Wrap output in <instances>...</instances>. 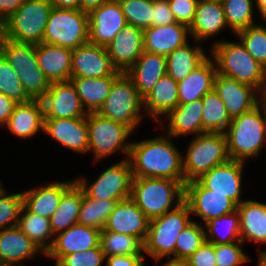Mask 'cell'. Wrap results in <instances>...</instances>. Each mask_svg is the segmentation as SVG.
<instances>
[{
	"instance_id": "7dc6e473",
	"label": "cell",
	"mask_w": 266,
	"mask_h": 266,
	"mask_svg": "<svg viewBox=\"0 0 266 266\" xmlns=\"http://www.w3.org/2000/svg\"><path fill=\"white\" fill-rule=\"evenodd\" d=\"M22 207V192L8 194L3 187L0 189V230L18 225Z\"/></svg>"
},
{
	"instance_id": "44dd1931",
	"label": "cell",
	"mask_w": 266,
	"mask_h": 266,
	"mask_svg": "<svg viewBox=\"0 0 266 266\" xmlns=\"http://www.w3.org/2000/svg\"><path fill=\"white\" fill-rule=\"evenodd\" d=\"M106 49L113 66L126 73L143 53V30L126 24Z\"/></svg>"
},
{
	"instance_id": "f5cc1de1",
	"label": "cell",
	"mask_w": 266,
	"mask_h": 266,
	"mask_svg": "<svg viewBox=\"0 0 266 266\" xmlns=\"http://www.w3.org/2000/svg\"><path fill=\"white\" fill-rule=\"evenodd\" d=\"M186 260L189 266H217L215 258V244L205 241Z\"/></svg>"
},
{
	"instance_id": "d6986e66",
	"label": "cell",
	"mask_w": 266,
	"mask_h": 266,
	"mask_svg": "<svg viewBox=\"0 0 266 266\" xmlns=\"http://www.w3.org/2000/svg\"><path fill=\"white\" fill-rule=\"evenodd\" d=\"M150 219L131 199L118 201L109 215L103 229L127 234L145 241Z\"/></svg>"
},
{
	"instance_id": "74e56055",
	"label": "cell",
	"mask_w": 266,
	"mask_h": 266,
	"mask_svg": "<svg viewBox=\"0 0 266 266\" xmlns=\"http://www.w3.org/2000/svg\"><path fill=\"white\" fill-rule=\"evenodd\" d=\"M206 241L214 244H229L240 239L239 212H234L211 219L203 224ZM209 233V234H208Z\"/></svg>"
},
{
	"instance_id": "8fae6325",
	"label": "cell",
	"mask_w": 266,
	"mask_h": 266,
	"mask_svg": "<svg viewBox=\"0 0 266 266\" xmlns=\"http://www.w3.org/2000/svg\"><path fill=\"white\" fill-rule=\"evenodd\" d=\"M132 168L128 158L109 166L92 184L79 177L75 182L88 198L122 201L131 198Z\"/></svg>"
},
{
	"instance_id": "ac0fdd59",
	"label": "cell",
	"mask_w": 266,
	"mask_h": 266,
	"mask_svg": "<svg viewBox=\"0 0 266 266\" xmlns=\"http://www.w3.org/2000/svg\"><path fill=\"white\" fill-rule=\"evenodd\" d=\"M43 132L65 148L77 153H88L89 136L86 117L44 119Z\"/></svg>"
},
{
	"instance_id": "f1b7e54d",
	"label": "cell",
	"mask_w": 266,
	"mask_h": 266,
	"mask_svg": "<svg viewBox=\"0 0 266 266\" xmlns=\"http://www.w3.org/2000/svg\"><path fill=\"white\" fill-rule=\"evenodd\" d=\"M179 105L178 82L168 74L162 76L153 89L143 98V109L159 122ZM161 119V120H160Z\"/></svg>"
},
{
	"instance_id": "cb8c5ba5",
	"label": "cell",
	"mask_w": 266,
	"mask_h": 266,
	"mask_svg": "<svg viewBox=\"0 0 266 266\" xmlns=\"http://www.w3.org/2000/svg\"><path fill=\"white\" fill-rule=\"evenodd\" d=\"M229 28L221 0H199L193 22L189 26L191 37L199 44Z\"/></svg>"
},
{
	"instance_id": "4dcf8cb0",
	"label": "cell",
	"mask_w": 266,
	"mask_h": 266,
	"mask_svg": "<svg viewBox=\"0 0 266 266\" xmlns=\"http://www.w3.org/2000/svg\"><path fill=\"white\" fill-rule=\"evenodd\" d=\"M239 212L240 239L266 244V204L244 200L237 206Z\"/></svg>"
},
{
	"instance_id": "680465c9",
	"label": "cell",
	"mask_w": 266,
	"mask_h": 266,
	"mask_svg": "<svg viewBox=\"0 0 266 266\" xmlns=\"http://www.w3.org/2000/svg\"><path fill=\"white\" fill-rule=\"evenodd\" d=\"M107 1L109 0H79V9L89 14Z\"/></svg>"
},
{
	"instance_id": "be15d7a7",
	"label": "cell",
	"mask_w": 266,
	"mask_h": 266,
	"mask_svg": "<svg viewBox=\"0 0 266 266\" xmlns=\"http://www.w3.org/2000/svg\"><path fill=\"white\" fill-rule=\"evenodd\" d=\"M5 39H6L5 20L0 19V55Z\"/></svg>"
},
{
	"instance_id": "ee69618b",
	"label": "cell",
	"mask_w": 266,
	"mask_h": 266,
	"mask_svg": "<svg viewBox=\"0 0 266 266\" xmlns=\"http://www.w3.org/2000/svg\"><path fill=\"white\" fill-rule=\"evenodd\" d=\"M0 93L12 99L17 104L32 100L26 94L18 74L2 55H0Z\"/></svg>"
},
{
	"instance_id": "836d02e7",
	"label": "cell",
	"mask_w": 266,
	"mask_h": 266,
	"mask_svg": "<svg viewBox=\"0 0 266 266\" xmlns=\"http://www.w3.org/2000/svg\"><path fill=\"white\" fill-rule=\"evenodd\" d=\"M208 55L203 48L199 46L191 47L188 43L175 49L166 56L167 74L176 82L186 78L191 71L201 65Z\"/></svg>"
},
{
	"instance_id": "e0dca14e",
	"label": "cell",
	"mask_w": 266,
	"mask_h": 266,
	"mask_svg": "<svg viewBox=\"0 0 266 266\" xmlns=\"http://www.w3.org/2000/svg\"><path fill=\"white\" fill-rule=\"evenodd\" d=\"M245 164L242 161L229 159L227 162L213 167L197 180L205 188L213 190L214 193L227 196L238 206L244 201L241 199V190Z\"/></svg>"
},
{
	"instance_id": "8992f818",
	"label": "cell",
	"mask_w": 266,
	"mask_h": 266,
	"mask_svg": "<svg viewBox=\"0 0 266 266\" xmlns=\"http://www.w3.org/2000/svg\"><path fill=\"white\" fill-rule=\"evenodd\" d=\"M229 159L225 133L206 132L193 137L186 156H182L185 183L199 179Z\"/></svg>"
},
{
	"instance_id": "4316f807",
	"label": "cell",
	"mask_w": 266,
	"mask_h": 266,
	"mask_svg": "<svg viewBox=\"0 0 266 266\" xmlns=\"http://www.w3.org/2000/svg\"><path fill=\"white\" fill-rule=\"evenodd\" d=\"M217 67L214 59L207 58L183 80L178 82L179 104L202 99L213 90Z\"/></svg>"
},
{
	"instance_id": "9a60e30c",
	"label": "cell",
	"mask_w": 266,
	"mask_h": 266,
	"mask_svg": "<svg viewBox=\"0 0 266 266\" xmlns=\"http://www.w3.org/2000/svg\"><path fill=\"white\" fill-rule=\"evenodd\" d=\"M106 47L87 42L72 50L71 77L118 76Z\"/></svg>"
},
{
	"instance_id": "6f0895ef",
	"label": "cell",
	"mask_w": 266,
	"mask_h": 266,
	"mask_svg": "<svg viewBox=\"0 0 266 266\" xmlns=\"http://www.w3.org/2000/svg\"><path fill=\"white\" fill-rule=\"evenodd\" d=\"M25 0H0V19L7 20Z\"/></svg>"
},
{
	"instance_id": "f6af8a7d",
	"label": "cell",
	"mask_w": 266,
	"mask_h": 266,
	"mask_svg": "<svg viewBox=\"0 0 266 266\" xmlns=\"http://www.w3.org/2000/svg\"><path fill=\"white\" fill-rule=\"evenodd\" d=\"M205 229L203 226L192 221L178 235L175 245V258L187 259L190 257L205 241Z\"/></svg>"
},
{
	"instance_id": "4fadbf2b",
	"label": "cell",
	"mask_w": 266,
	"mask_h": 266,
	"mask_svg": "<svg viewBox=\"0 0 266 266\" xmlns=\"http://www.w3.org/2000/svg\"><path fill=\"white\" fill-rule=\"evenodd\" d=\"M213 89L225 104L231 119L252 110L264 99L256 88L219 73L215 75Z\"/></svg>"
},
{
	"instance_id": "60d3db41",
	"label": "cell",
	"mask_w": 266,
	"mask_h": 266,
	"mask_svg": "<svg viewBox=\"0 0 266 266\" xmlns=\"http://www.w3.org/2000/svg\"><path fill=\"white\" fill-rule=\"evenodd\" d=\"M100 246L105 256L143 255L144 242L135 236L105 229L100 233Z\"/></svg>"
},
{
	"instance_id": "681fc988",
	"label": "cell",
	"mask_w": 266,
	"mask_h": 266,
	"mask_svg": "<svg viewBox=\"0 0 266 266\" xmlns=\"http://www.w3.org/2000/svg\"><path fill=\"white\" fill-rule=\"evenodd\" d=\"M18 77L26 94L32 100H41L47 93L50 81L45 77L41 69L36 71L21 72Z\"/></svg>"
},
{
	"instance_id": "e575fe53",
	"label": "cell",
	"mask_w": 266,
	"mask_h": 266,
	"mask_svg": "<svg viewBox=\"0 0 266 266\" xmlns=\"http://www.w3.org/2000/svg\"><path fill=\"white\" fill-rule=\"evenodd\" d=\"M82 204V189L75 182L63 195L56 211L49 218L54 235L78 223Z\"/></svg>"
},
{
	"instance_id": "6125c7cd",
	"label": "cell",
	"mask_w": 266,
	"mask_h": 266,
	"mask_svg": "<svg viewBox=\"0 0 266 266\" xmlns=\"http://www.w3.org/2000/svg\"><path fill=\"white\" fill-rule=\"evenodd\" d=\"M169 260L166 261L162 266H189L187 260L185 259H177V258H168Z\"/></svg>"
},
{
	"instance_id": "ab89813d",
	"label": "cell",
	"mask_w": 266,
	"mask_h": 266,
	"mask_svg": "<svg viewBox=\"0 0 266 266\" xmlns=\"http://www.w3.org/2000/svg\"><path fill=\"white\" fill-rule=\"evenodd\" d=\"M118 201L112 199L88 198L82 190V204L78 224L102 230Z\"/></svg>"
},
{
	"instance_id": "7a4b0ae2",
	"label": "cell",
	"mask_w": 266,
	"mask_h": 266,
	"mask_svg": "<svg viewBox=\"0 0 266 266\" xmlns=\"http://www.w3.org/2000/svg\"><path fill=\"white\" fill-rule=\"evenodd\" d=\"M230 159L245 162L256 158L265 146V100L234 117L225 131Z\"/></svg>"
},
{
	"instance_id": "c3c4849f",
	"label": "cell",
	"mask_w": 266,
	"mask_h": 266,
	"mask_svg": "<svg viewBox=\"0 0 266 266\" xmlns=\"http://www.w3.org/2000/svg\"><path fill=\"white\" fill-rule=\"evenodd\" d=\"M242 241L229 244H215V258L217 266H240L250 260L243 252Z\"/></svg>"
},
{
	"instance_id": "b9f144b4",
	"label": "cell",
	"mask_w": 266,
	"mask_h": 266,
	"mask_svg": "<svg viewBox=\"0 0 266 266\" xmlns=\"http://www.w3.org/2000/svg\"><path fill=\"white\" fill-rule=\"evenodd\" d=\"M226 22L234 32L255 25L253 0H221Z\"/></svg>"
},
{
	"instance_id": "3957f363",
	"label": "cell",
	"mask_w": 266,
	"mask_h": 266,
	"mask_svg": "<svg viewBox=\"0 0 266 266\" xmlns=\"http://www.w3.org/2000/svg\"><path fill=\"white\" fill-rule=\"evenodd\" d=\"M211 56L217 73L248 84L265 95L266 69L248 53L240 40L238 43L218 40L211 48Z\"/></svg>"
},
{
	"instance_id": "9c48e42d",
	"label": "cell",
	"mask_w": 266,
	"mask_h": 266,
	"mask_svg": "<svg viewBox=\"0 0 266 266\" xmlns=\"http://www.w3.org/2000/svg\"><path fill=\"white\" fill-rule=\"evenodd\" d=\"M43 43L74 50L89 42V15L80 9L53 7L45 27Z\"/></svg>"
},
{
	"instance_id": "f907efd6",
	"label": "cell",
	"mask_w": 266,
	"mask_h": 266,
	"mask_svg": "<svg viewBox=\"0 0 266 266\" xmlns=\"http://www.w3.org/2000/svg\"><path fill=\"white\" fill-rule=\"evenodd\" d=\"M105 254L99 245L98 247L75 252L63 256L55 266H102L105 261Z\"/></svg>"
},
{
	"instance_id": "52a82bcc",
	"label": "cell",
	"mask_w": 266,
	"mask_h": 266,
	"mask_svg": "<svg viewBox=\"0 0 266 266\" xmlns=\"http://www.w3.org/2000/svg\"><path fill=\"white\" fill-rule=\"evenodd\" d=\"M86 120L89 136L88 153L93 152L94 162L119 150L127 156L126 158L129 157L132 142L128 137L133 133L129 126L106 118L97 112L87 113Z\"/></svg>"
},
{
	"instance_id": "1f68e13d",
	"label": "cell",
	"mask_w": 266,
	"mask_h": 266,
	"mask_svg": "<svg viewBox=\"0 0 266 266\" xmlns=\"http://www.w3.org/2000/svg\"><path fill=\"white\" fill-rule=\"evenodd\" d=\"M202 99L187 104H179L168 115L167 134L173 138L188 134H203L202 126Z\"/></svg>"
},
{
	"instance_id": "d6a6232c",
	"label": "cell",
	"mask_w": 266,
	"mask_h": 266,
	"mask_svg": "<svg viewBox=\"0 0 266 266\" xmlns=\"http://www.w3.org/2000/svg\"><path fill=\"white\" fill-rule=\"evenodd\" d=\"M117 76L106 77H71L81 104L87 113L98 112L110 93Z\"/></svg>"
},
{
	"instance_id": "11a10c76",
	"label": "cell",
	"mask_w": 266,
	"mask_h": 266,
	"mask_svg": "<svg viewBox=\"0 0 266 266\" xmlns=\"http://www.w3.org/2000/svg\"><path fill=\"white\" fill-rule=\"evenodd\" d=\"M143 255H113L106 256V266H144Z\"/></svg>"
},
{
	"instance_id": "30bf717a",
	"label": "cell",
	"mask_w": 266,
	"mask_h": 266,
	"mask_svg": "<svg viewBox=\"0 0 266 266\" xmlns=\"http://www.w3.org/2000/svg\"><path fill=\"white\" fill-rule=\"evenodd\" d=\"M52 8L49 0H25L5 20L6 38L19 43H41Z\"/></svg>"
},
{
	"instance_id": "484cf974",
	"label": "cell",
	"mask_w": 266,
	"mask_h": 266,
	"mask_svg": "<svg viewBox=\"0 0 266 266\" xmlns=\"http://www.w3.org/2000/svg\"><path fill=\"white\" fill-rule=\"evenodd\" d=\"M75 183V180L52 182L47 186L33 187L22 192L23 205L34 214L50 218L56 211L62 195Z\"/></svg>"
},
{
	"instance_id": "f546056e",
	"label": "cell",
	"mask_w": 266,
	"mask_h": 266,
	"mask_svg": "<svg viewBox=\"0 0 266 266\" xmlns=\"http://www.w3.org/2000/svg\"><path fill=\"white\" fill-rule=\"evenodd\" d=\"M5 127L19 139L31 138L43 131L44 113L41 100L16 104Z\"/></svg>"
},
{
	"instance_id": "5bb4252c",
	"label": "cell",
	"mask_w": 266,
	"mask_h": 266,
	"mask_svg": "<svg viewBox=\"0 0 266 266\" xmlns=\"http://www.w3.org/2000/svg\"><path fill=\"white\" fill-rule=\"evenodd\" d=\"M41 102L44 119L80 118L87 115L70 80L51 82Z\"/></svg>"
},
{
	"instance_id": "7402d4cb",
	"label": "cell",
	"mask_w": 266,
	"mask_h": 266,
	"mask_svg": "<svg viewBox=\"0 0 266 266\" xmlns=\"http://www.w3.org/2000/svg\"><path fill=\"white\" fill-rule=\"evenodd\" d=\"M189 26L175 22L163 26H151L143 30V51L167 56L188 43Z\"/></svg>"
},
{
	"instance_id": "816d5d0a",
	"label": "cell",
	"mask_w": 266,
	"mask_h": 266,
	"mask_svg": "<svg viewBox=\"0 0 266 266\" xmlns=\"http://www.w3.org/2000/svg\"><path fill=\"white\" fill-rule=\"evenodd\" d=\"M170 10L179 23L190 26L199 0H167Z\"/></svg>"
},
{
	"instance_id": "277c9868",
	"label": "cell",
	"mask_w": 266,
	"mask_h": 266,
	"mask_svg": "<svg viewBox=\"0 0 266 266\" xmlns=\"http://www.w3.org/2000/svg\"><path fill=\"white\" fill-rule=\"evenodd\" d=\"M131 199L151 220L184 201V185L167 178H133Z\"/></svg>"
},
{
	"instance_id": "03108f58",
	"label": "cell",
	"mask_w": 266,
	"mask_h": 266,
	"mask_svg": "<svg viewBox=\"0 0 266 266\" xmlns=\"http://www.w3.org/2000/svg\"><path fill=\"white\" fill-rule=\"evenodd\" d=\"M265 145H266V101H265Z\"/></svg>"
},
{
	"instance_id": "9f6ffc18",
	"label": "cell",
	"mask_w": 266,
	"mask_h": 266,
	"mask_svg": "<svg viewBox=\"0 0 266 266\" xmlns=\"http://www.w3.org/2000/svg\"><path fill=\"white\" fill-rule=\"evenodd\" d=\"M17 103L0 93V126L5 127Z\"/></svg>"
},
{
	"instance_id": "94428289",
	"label": "cell",
	"mask_w": 266,
	"mask_h": 266,
	"mask_svg": "<svg viewBox=\"0 0 266 266\" xmlns=\"http://www.w3.org/2000/svg\"><path fill=\"white\" fill-rule=\"evenodd\" d=\"M256 4L255 6L258 9V13L263 21H266V0H254Z\"/></svg>"
},
{
	"instance_id": "db71d44e",
	"label": "cell",
	"mask_w": 266,
	"mask_h": 266,
	"mask_svg": "<svg viewBox=\"0 0 266 266\" xmlns=\"http://www.w3.org/2000/svg\"><path fill=\"white\" fill-rule=\"evenodd\" d=\"M152 26H163L177 22L167 0H152Z\"/></svg>"
},
{
	"instance_id": "ba28073f",
	"label": "cell",
	"mask_w": 266,
	"mask_h": 266,
	"mask_svg": "<svg viewBox=\"0 0 266 266\" xmlns=\"http://www.w3.org/2000/svg\"><path fill=\"white\" fill-rule=\"evenodd\" d=\"M143 98L132 79L121 72L113 81L110 93L97 113L129 126L134 132L141 123Z\"/></svg>"
},
{
	"instance_id": "6da1fadb",
	"label": "cell",
	"mask_w": 266,
	"mask_h": 266,
	"mask_svg": "<svg viewBox=\"0 0 266 266\" xmlns=\"http://www.w3.org/2000/svg\"><path fill=\"white\" fill-rule=\"evenodd\" d=\"M171 135L132 142L129 161L133 178H167L185 185L182 154L174 145Z\"/></svg>"
},
{
	"instance_id": "603a6c76",
	"label": "cell",
	"mask_w": 266,
	"mask_h": 266,
	"mask_svg": "<svg viewBox=\"0 0 266 266\" xmlns=\"http://www.w3.org/2000/svg\"><path fill=\"white\" fill-rule=\"evenodd\" d=\"M37 253L44 254L18 226L0 230L1 266H26L21 263Z\"/></svg>"
},
{
	"instance_id": "7bdbcfd3",
	"label": "cell",
	"mask_w": 266,
	"mask_h": 266,
	"mask_svg": "<svg viewBox=\"0 0 266 266\" xmlns=\"http://www.w3.org/2000/svg\"><path fill=\"white\" fill-rule=\"evenodd\" d=\"M248 53L266 69V26L255 24L235 33Z\"/></svg>"
},
{
	"instance_id": "d590c367",
	"label": "cell",
	"mask_w": 266,
	"mask_h": 266,
	"mask_svg": "<svg viewBox=\"0 0 266 266\" xmlns=\"http://www.w3.org/2000/svg\"><path fill=\"white\" fill-rule=\"evenodd\" d=\"M46 254L53 244L54 236L48 218L31 213L24 205L21 209L17 225Z\"/></svg>"
},
{
	"instance_id": "8d00e7d4",
	"label": "cell",
	"mask_w": 266,
	"mask_h": 266,
	"mask_svg": "<svg viewBox=\"0 0 266 266\" xmlns=\"http://www.w3.org/2000/svg\"><path fill=\"white\" fill-rule=\"evenodd\" d=\"M202 126L203 133H225L231 122V118L225 108V104L213 89L202 98Z\"/></svg>"
},
{
	"instance_id": "5b68a950",
	"label": "cell",
	"mask_w": 266,
	"mask_h": 266,
	"mask_svg": "<svg viewBox=\"0 0 266 266\" xmlns=\"http://www.w3.org/2000/svg\"><path fill=\"white\" fill-rule=\"evenodd\" d=\"M190 215L189 206L183 201L175 209L151 219L144 241V253L156 262L164 257L175 258L177 237L193 221Z\"/></svg>"
},
{
	"instance_id": "bcb514c9",
	"label": "cell",
	"mask_w": 266,
	"mask_h": 266,
	"mask_svg": "<svg viewBox=\"0 0 266 266\" xmlns=\"http://www.w3.org/2000/svg\"><path fill=\"white\" fill-rule=\"evenodd\" d=\"M126 22L141 30L152 26V0H118Z\"/></svg>"
},
{
	"instance_id": "ffe728a7",
	"label": "cell",
	"mask_w": 266,
	"mask_h": 266,
	"mask_svg": "<svg viewBox=\"0 0 266 266\" xmlns=\"http://www.w3.org/2000/svg\"><path fill=\"white\" fill-rule=\"evenodd\" d=\"M101 230L76 224L53 237V244L44 256L56 259V263L65 255L82 252L100 245Z\"/></svg>"
},
{
	"instance_id": "83f0119b",
	"label": "cell",
	"mask_w": 266,
	"mask_h": 266,
	"mask_svg": "<svg viewBox=\"0 0 266 266\" xmlns=\"http://www.w3.org/2000/svg\"><path fill=\"white\" fill-rule=\"evenodd\" d=\"M126 74L132 79L139 95L144 98L158 80L167 74L166 56L143 51Z\"/></svg>"
},
{
	"instance_id": "e7e4bbea",
	"label": "cell",
	"mask_w": 266,
	"mask_h": 266,
	"mask_svg": "<svg viewBox=\"0 0 266 266\" xmlns=\"http://www.w3.org/2000/svg\"><path fill=\"white\" fill-rule=\"evenodd\" d=\"M257 262V266H266V251L259 252V258Z\"/></svg>"
},
{
	"instance_id": "d4e9b609",
	"label": "cell",
	"mask_w": 266,
	"mask_h": 266,
	"mask_svg": "<svg viewBox=\"0 0 266 266\" xmlns=\"http://www.w3.org/2000/svg\"><path fill=\"white\" fill-rule=\"evenodd\" d=\"M36 57L40 69L50 83L70 80L71 49L41 42L36 44Z\"/></svg>"
},
{
	"instance_id": "2e32d148",
	"label": "cell",
	"mask_w": 266,
	"mask_h": 266,
	"mask_svg": "<svg viewBox=\"0 0 266 266\" xmlns=\"http://www.w3.org/2000/svg\"><path fill=\"white\" fill-rule=\"evenodd\" d=\"M89 42L106 47L127 24L118 0H109L89 14Z\"/></svg>"
},
{
	"instance_id": "f35d334b",
	"label": "cell",
	"mask_w": 266,
	"mask_h": 266,
	"mask_svg": "<svg viewBox=\"0 0 266 266\" xmlns=\"http://www.w3.org/2000/svg\"><path fill=\"white\" fill-rule=\"evenodd\" d=\"M1 55L17 74L40 69L36 57V44L19 43L6 38Z\"/></svg>"
},
{
	"instance_id": "91938a15",
	"label": "cell",
	"mask_w": 266,
	"mask_h": 266,
	"mask_svg": "<svg viewBox=\"0 0 266 266\" xmlns=\"http://www.w3.org/2000/svg\"><path fill=\"white\" fill-rule=\"evenodd\" d=\"M53 7L60 9H79V0H49Z\"/></svg>"
},
{
	"instance_id": "7c38bea8",
	"label": "cell",
	"mask_w": 266,
	"mask_h": 266,
	"mask_svg": "<svg viewBox=\"0 0 266 266\" xmlns=\"http://www.w3.org/2000/svg\"><path fill=\"white\" fill-rule=\"evenodd\" d=\"M184 201L191 214L201 218L204 224L237 210V205L230 198L205 188L198 180L185 183Z\"/></svg>"
}]
</instances>
